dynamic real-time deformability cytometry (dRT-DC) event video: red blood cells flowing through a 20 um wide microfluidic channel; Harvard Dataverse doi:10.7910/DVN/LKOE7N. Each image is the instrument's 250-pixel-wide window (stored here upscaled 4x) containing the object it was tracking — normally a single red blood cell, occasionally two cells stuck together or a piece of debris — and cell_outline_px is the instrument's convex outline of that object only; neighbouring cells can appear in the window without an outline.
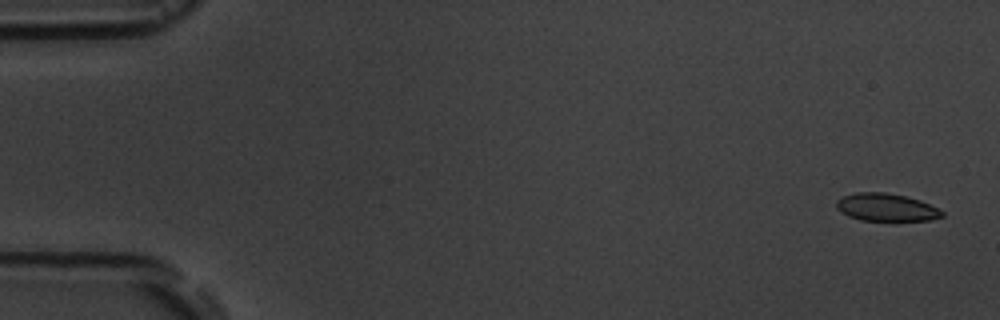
{"species": "common noctule bat (a hibernating species)", "species_latin": "Nyctalus noctula", "temperature_condition": "room temperature", "stored_images_in_passage": 4, "camera_frame_rate_fps": 3000, "um_per_image_px": 0.085, "animal": {"sex": "male", "body_mass_g": 19.5, "forearm_length_mm": 54.6}, "frame": {"image": 1, "passage_image": 1, "time_ms": 0.0, "image_size_px": [1000, 320], "cell_outline_px": [[944, 216], [928, 220], [860, 220], [848, 216], [836, 208], [836, 200], [844, 196], [856, 192], [884, 192], [904, 196], [920, 200], [944, 212]], "centroid_in_image_um": [75.3, 17.62], "position_along_channel_um": 9.7, "area_um2": 16.82}}